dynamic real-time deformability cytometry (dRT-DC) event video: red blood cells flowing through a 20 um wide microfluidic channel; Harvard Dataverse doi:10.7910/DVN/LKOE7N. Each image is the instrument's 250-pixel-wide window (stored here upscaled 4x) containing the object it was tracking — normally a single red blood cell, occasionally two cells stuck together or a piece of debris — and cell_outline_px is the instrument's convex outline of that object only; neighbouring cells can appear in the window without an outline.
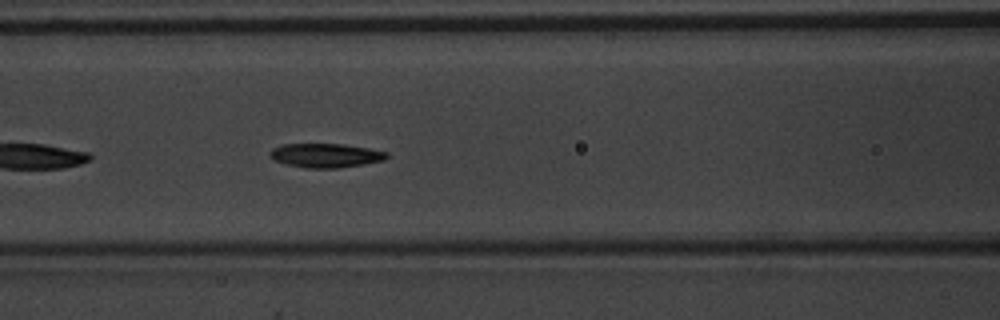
{"species": "common noctule bat (a hibernating species)", "species_latin": "Nyctalus noctula", "temperature_condition": "warm", "stored_images_in_passage": 27, "camera_frame_rate_fps": 3000, "um_per_image_px": 0.085, "animal": {"sex": "male", "body_mass_g": 20.1, "forearm_length_mm": 53.5}, "frame": {"image": 1, "passage_image": 8, "time_ms": 2.333, "image_size_px": [1000, 320], "cell_outline_px": [[388, 156], [384, 160], [364, 164], [340, 168], [304, 168], [288, 164], [276, 160], [272, 156], [272, 148], [284, 144], [344, 144], [368, 148], [388, 152]], "centroid_in_image_um": [27.75, 13.21], "position_along_channel_um": 138.9, "area_um2": 16.18}}
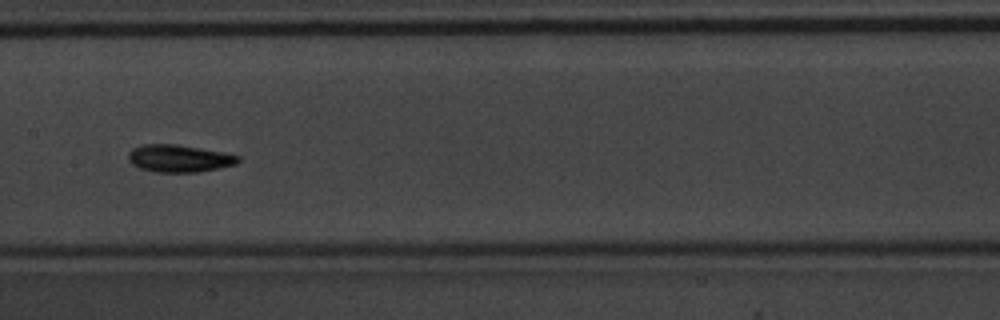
{"frame": {"image": 2, "passage_image": 12, "time_ms": 3.667, "image_size_px": [1000, 320], "cell_outline_px": [[240, 160], [236, 164], [200, 172], [156, 172], [140, 168], [132, 164], [128, 160], [128, 152], [132, 148], [140, 144], [176, 144], [224, 152], [240, 156]], "centroid_in_image_um": [15.21, 13.46], "position_along_channel_um": 192.2, "area_um2": 17.63}, "authors_computed_cell_mechanics": {"area_um2": 16.4152, "velocity_mm_per_s": 3.999, "shape_relaxation_time_tau1_ms": 2.1005, "shape_relaxation_time_tau2_ms": 4.849, "deformation_change_tau1": 0.0927, "deformation_change_tau2": 0.1183}}